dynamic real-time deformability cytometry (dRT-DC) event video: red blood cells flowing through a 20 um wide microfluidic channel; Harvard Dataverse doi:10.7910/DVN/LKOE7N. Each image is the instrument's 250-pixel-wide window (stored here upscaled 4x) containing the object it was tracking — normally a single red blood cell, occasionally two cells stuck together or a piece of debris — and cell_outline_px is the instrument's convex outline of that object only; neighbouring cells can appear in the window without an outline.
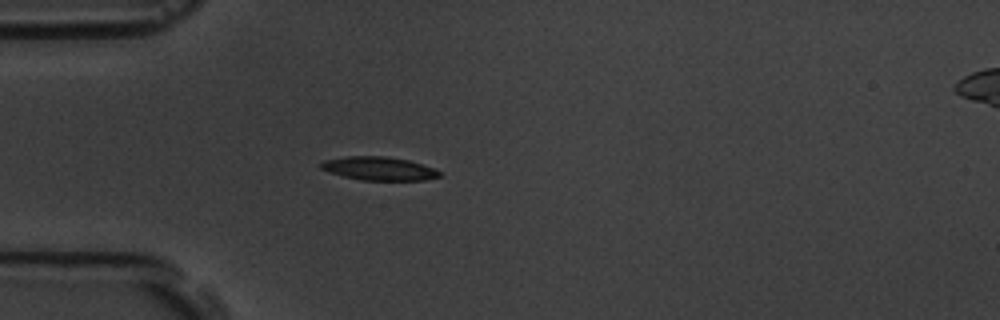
{"species": "common noctule bat (a hibernating species)", "species_latin": "Nyctalus noctula", "temperature_condition": "room temperature", "stored_images_in_passage": 2, "camera_frame_rate_fps": 3000, "um_per_image_px": 0.085, "animal": {"sex": "male", "body_mass_g": 19.5, "forearm_length_mm": 54.6}, "frame": {"image": 1, "passage_image": 1, "time_ms": 0.0, "image_size_px": [1000, 320], "cell_outline_px": [[440, 176], [424, 180], [360, 180], [344, 176], [320, 168], [320, 164], [324, 160], [348, 156], [384, 156], [408, 160], [432, 168], [440, 172]], "centroid_in_image_um": [32.19, 14.32], "position_along_channel_um": 52.8, "area_um2": 15.9}}